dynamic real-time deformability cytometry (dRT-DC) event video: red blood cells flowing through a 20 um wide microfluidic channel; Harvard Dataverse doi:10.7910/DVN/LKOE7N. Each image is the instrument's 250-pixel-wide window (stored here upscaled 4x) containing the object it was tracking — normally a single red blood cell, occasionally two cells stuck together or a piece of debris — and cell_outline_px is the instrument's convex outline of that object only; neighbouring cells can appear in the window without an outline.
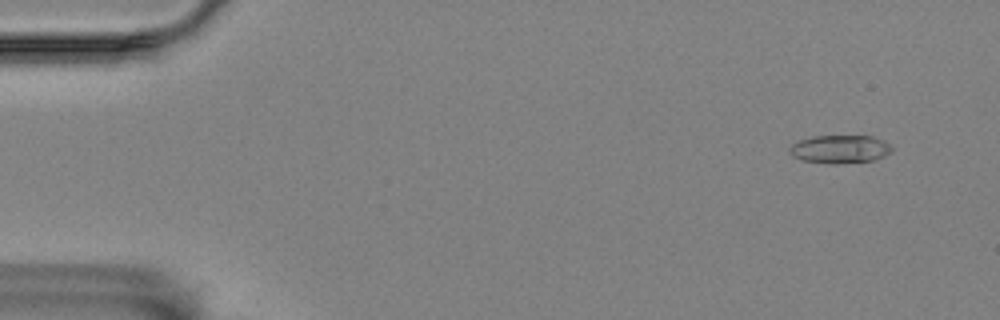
{"species": "Egyptian fruit bat (a non-hibernating species)", "species_latin": "Rousettus aegyptiacus", "temperature_condition": "room temperature", "stored_images_in_passage": 3, "camera_frame_rate_fps": 3000, "um_per_image_px": 0.085, "animal": {"sex": "female"}, "frame": {"image": 1, "passage_image": 1, "time_ms": 0.0, "image_size_px": [1000, 320], "cell_outline_px": [[892, 148], [884, 156], [872, 160], [836, 164], [804, 160], [792, 156], [788, 148], [792, 144], [800, 140], [812, 136], [872, 136], [884, 140]], "centroid_in_image_um": [71.37, 12.66], "position_along_channel_um": 13.6, "area_um2": 16.53}}